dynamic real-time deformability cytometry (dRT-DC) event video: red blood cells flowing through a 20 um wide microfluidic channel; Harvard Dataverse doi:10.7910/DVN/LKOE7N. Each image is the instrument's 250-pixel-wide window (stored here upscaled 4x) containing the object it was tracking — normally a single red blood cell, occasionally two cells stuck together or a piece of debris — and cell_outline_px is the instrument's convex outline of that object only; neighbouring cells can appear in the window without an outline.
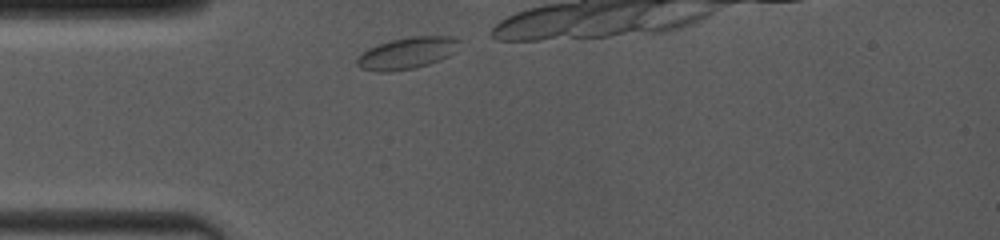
{"species": "common noctule bat (a hibernating species)", "species_latin": "Nyctalus noctula", "temperature_condition": "room temperature", "stored_images_in_passage": 10, "camera_frame_rate_fps": 4000, "um_per_image_px": 0.085, "animal": {"sex": "female", "body_mass_g": 19.0, "forearm_length_mm": 53.3}, "frame": {"image": 1, "passage_image": 1, "time_ms": 0.0, "image_size_px": [1000, 240], "cell_outline_px": [[464, 40], [456, 52], [440, 60], [416, 68], [392, 72], [376, 72], [360, 68], [356, 64], [356, 60], [368, 48], [376, 44], [408, 36], [456, 36]], "centroid_in_image_um": [34.67, 4.51], "position_along_channel_um": 50.3, "area_um2": 19.42}}